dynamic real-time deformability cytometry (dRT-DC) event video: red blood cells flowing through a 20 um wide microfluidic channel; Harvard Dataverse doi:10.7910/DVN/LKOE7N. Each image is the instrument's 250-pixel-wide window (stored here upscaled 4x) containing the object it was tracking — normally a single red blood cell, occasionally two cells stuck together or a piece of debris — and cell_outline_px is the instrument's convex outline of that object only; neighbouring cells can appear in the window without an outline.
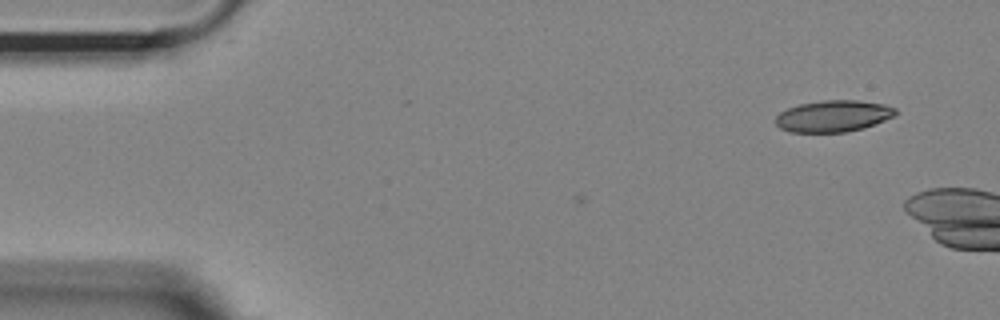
{"species": "Egyptian fruit bat (a non-hibernating species)", "species_latin": "Rousettus aegyptiacus", "temperature_condition": "room temperature", "stored_images_in_passage": 3, "camera_frame_rate_fps": 3000, "um_per_image_px": 0.085, "animal": {"sex": "female"}, "frame": {"image": 1, "passage_image": 1, "time_ms": 0.0, "image_size_px": [1000, 320], "cell_outline_px": [[896, 112], [892, 116], [884, 120], [864, 128], [844, 132], [788, 132], [780, 128], [776, 124], [776, 116], [780, 112], [788, 108], [800, 104], [824, 100], [856, 100], [884, 104], [896, 108]], "centroid_in_image_um": [70.8, 9.87], "position_along_channel_um": 14.2, "area_um2": 21.91}}